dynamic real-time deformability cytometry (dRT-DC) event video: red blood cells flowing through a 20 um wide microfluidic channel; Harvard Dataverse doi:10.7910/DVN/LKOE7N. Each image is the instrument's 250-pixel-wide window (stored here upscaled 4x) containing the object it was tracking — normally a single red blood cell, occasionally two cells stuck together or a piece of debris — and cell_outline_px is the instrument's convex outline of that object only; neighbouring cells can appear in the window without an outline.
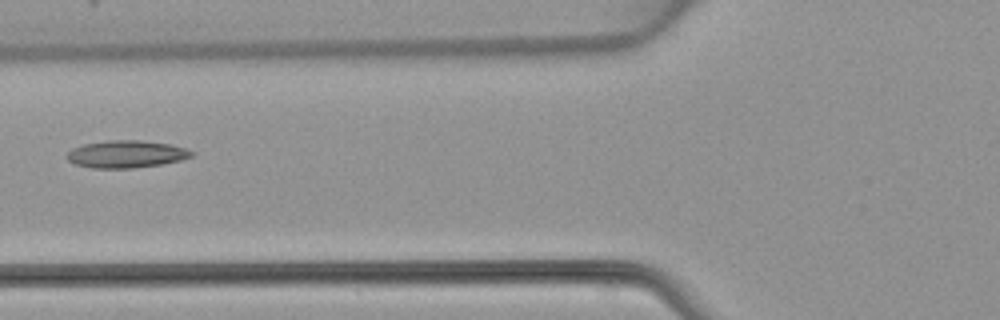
{"species": "common noctule bat (a hibernating species)", "species_latin": "Nyctalus noctula", "temperature_condition": "warm", "stored_images_in_passage": 6, "camera_frame_rate_fps": 3000, "um_per_image_px": 0.085, "animal": {"sex": "female", "body_mass_g": 22.7, "forearm_length_mm": 54.2}, "frame": {"image": 1, "passage_image": 5, "time_ms": 5.667, "image_size_px": [1000, 320], "cell_outline_px": [[196, 152], [192, 156], [180, 160], [164, 164], [132, 168], [92, 168], [76, 164], [68, 160], [64, 156], [72, 148], [84, 144], [108, 140], [140, 140], [172, 144]], "centroid_in_image_um": [10.74, 13.1], "position_along_channel_um": 115.1, "area_um2": 20.0}}
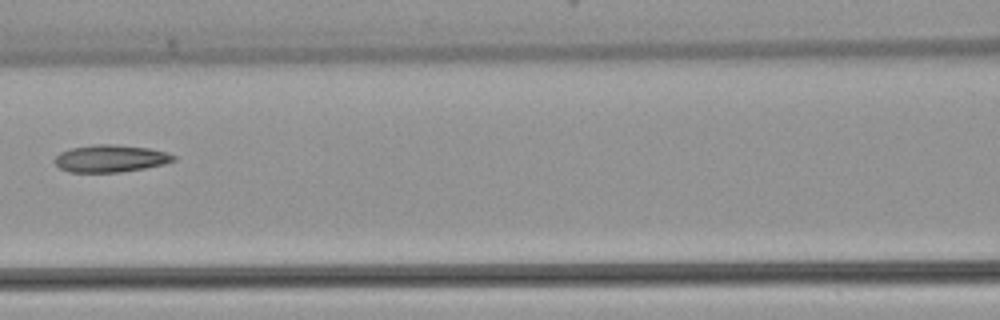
{"frame": {"image": 2, "passage_image": 6, "time_ms": 6.667, "image_size_px": [1000, 320], "cell_outline_px": [[176, 160], [164, 164], [144, 168], [120, 172], [68, 172], [60, 168], [52, 160], [60, 152], [72, 148], [96, 144], [112, 144], [148, 148], [168, 152], [176, 156]], "centroid_in_image_um": [9.39, 13.47], "position_along_channel_um": 157.2, "area_um2": 18.9}}